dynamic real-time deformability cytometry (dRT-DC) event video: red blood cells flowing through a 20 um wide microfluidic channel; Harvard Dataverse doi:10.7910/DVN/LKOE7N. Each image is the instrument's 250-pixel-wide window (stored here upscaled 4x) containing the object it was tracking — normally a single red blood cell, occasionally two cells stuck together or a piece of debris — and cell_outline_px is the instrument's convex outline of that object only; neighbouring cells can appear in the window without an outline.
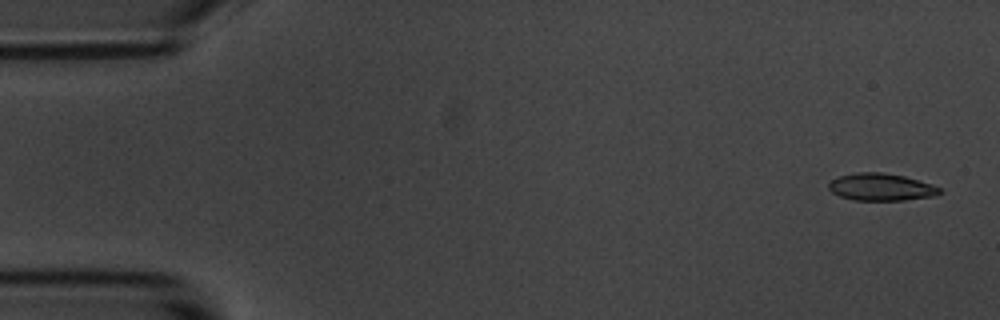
{"species": "common noctule bat (a hibernating species)", "species_latin": "Nyctalus noctula", "temperature_condition": "room temperature", "stored_images_in_passage": 50, "camera_frame_rate_fps": 3000, "um_per_image_px": 0.085, "animal": {"sex": "male", "body_mass_g": 20.1, "forearm_length_mm": 53.5}, "frame": {"image": 1, "passage_image": 2, "time_ms": 0.333, "image_size_px": [1000, 320], "cell_outline_px": [[944, 192], [936, 196], [904, 200], [852, 200], [840, 196], [832, 192], [828, 188], [828, 184], [832, 180], [840, 176], [856, 172], [884, 172], [904, 176], [932, 184], [940, 188]], "centroid_in_image_um": [74.92, 15.9], "position_along_channel_um": 10.1, "area_um2": 17.74}}
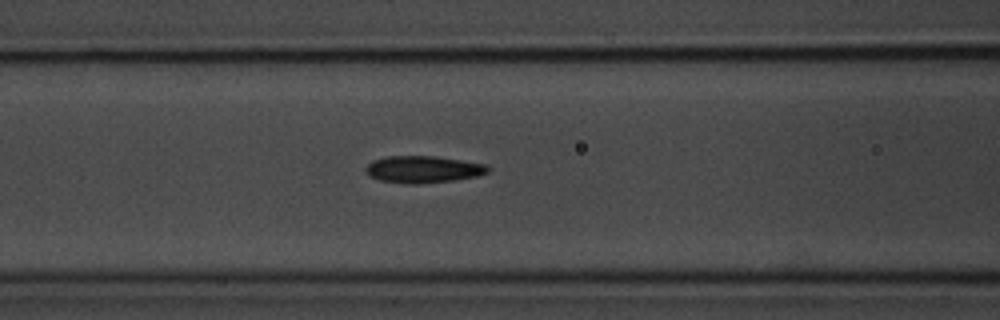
{"frame": {"image": 2, "passage_image": 22, "time_ms": 7.0, "image_size_px": [1000, 320], "cell_outline_px": [[488, 172], [476, 176], [456, 180], [420, 184], [404, 184], [380, 180], [368, 176], [364, 168], [372, 160], [388, 156], [436, 156], [484, 164], [488, 168]], "centroid_in_image_um": [35.9, 14.4], "position_along_channel_um": 130.7, "area_um2": 19.25}}
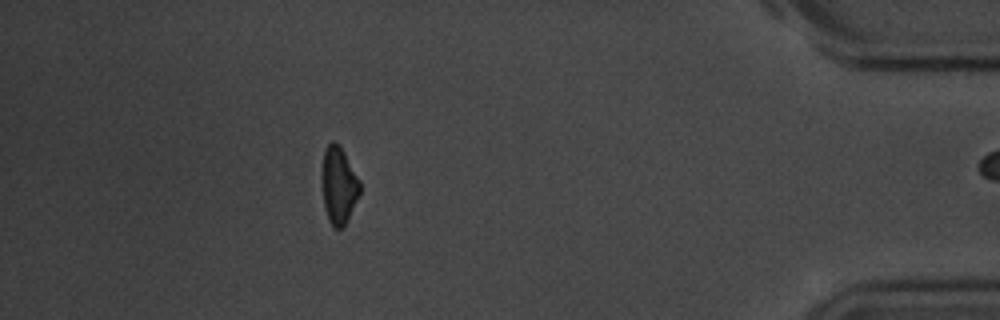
{"frame": {"image": 3, "passage_image": 49, "time_ms": 16.0, "image_size_px": [1000, 320], "cell_outline_px": [[360, 192], [344, 224], [340, 228], [332, 228], [328, 220], [324, 208], [320, 176], [320, 172], [324, 152], [328, 144], [332, 140], [340, 144], [360, 180]], "centroid_in_image_um": [28.75, 15.7], "position_along_channel_um": 406.5, "area_um2": 17.28}}